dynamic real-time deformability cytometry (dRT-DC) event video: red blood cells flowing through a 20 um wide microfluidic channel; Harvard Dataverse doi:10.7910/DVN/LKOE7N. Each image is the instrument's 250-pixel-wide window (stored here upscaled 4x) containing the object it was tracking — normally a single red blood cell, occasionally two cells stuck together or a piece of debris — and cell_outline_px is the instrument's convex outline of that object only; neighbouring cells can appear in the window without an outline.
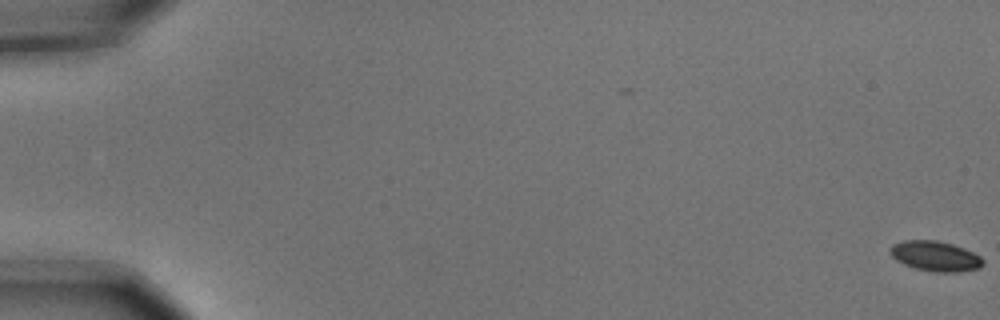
{"species": "common noctule bat (a hibernating species)", "species_latin": "Nyctalus noctula", "temperature_condition": "cold", "stored_images_in_passage": 5, "camera_frame_rate_fps": 3000, "um_per_image_px": 0.085, "animal": {"sex": "male", "body_mass_g": 15.6}, "frame": {"image": 1, "passage_image": 1, "time_ms": 0.0, "image_size_px": [1000, 320], "cell_outline_px": [[984, 264], [980, 268], [960, 272], [932, 272], [916, 268], [904, 264], [896, 260], [888, 252], [888, 248], [892, 244], [904, 240], [936, 240], [952, 244], [964, 248], [980, 256], [984, 260]], "centroid_in_image_um": [79.49, 21.77], "position_along_channel_um": 5.5, "area_um2": 16.47}}
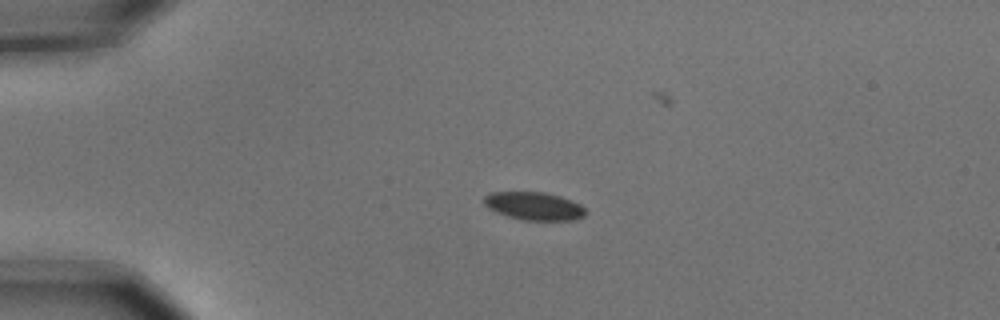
{"frame": {"image": 2, "passage_image": 4, "time_ms": 1.0, "image_size_px": [1000, 320], "cell_outline_px": [[588, 212], [584, 216], [572, 220], [524, 220], [508, 216], [496, 212], [488, 208], [484, 204], [484, 196], [488, 192], [544, 192], [560, 196], [580, 204]], "centroid_in_image_um": [45.38, 17.51], "position_along_channel_um": 39.6, "area_um2": 16.59}}